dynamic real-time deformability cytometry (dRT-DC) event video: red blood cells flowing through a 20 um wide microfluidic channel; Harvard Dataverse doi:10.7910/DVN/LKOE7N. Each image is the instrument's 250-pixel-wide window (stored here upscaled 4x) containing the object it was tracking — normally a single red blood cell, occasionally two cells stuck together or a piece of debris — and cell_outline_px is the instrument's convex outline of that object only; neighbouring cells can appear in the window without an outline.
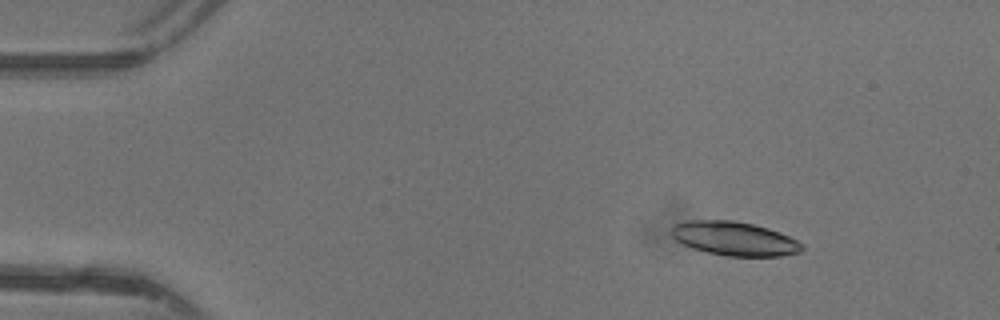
{"species": "common noctule bat (a hibernating species)", "species_latin": "Nyctalus noctula", "temperature_condition": "warm", "stored_images_in_passage": 42, "camera_frame_rate_fps": 3000, "um_per_image_px": 0.085, "animal": {"sex": "female"}, "frame": {"image": 1, "passage_image": 1, "time_ms": 0.0, "image_size_px": [1000, 320], "cell_outline_px": [[804, 248], [800, 252], [780, 256], [724, 256], [692, 248], [676, 240], [672, 236], [672, 224], [692, 220], [732, 220], [752, 224], [768, 228], [780, 232], [804, 244]], "centroid_in_image_um": [62.43, 20.28], "position_along_channel_um": 22.6, "area_um2": 25.78}}
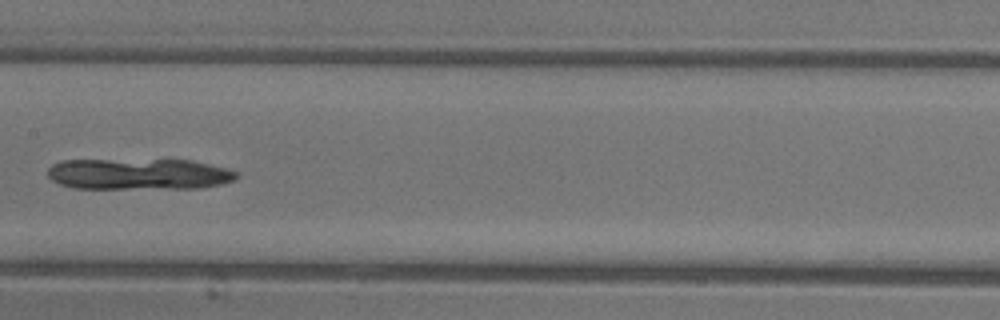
{"frame": {"image": 2, "passage_image": 19, "time_ms": 6.0, "image_size_px": [1000, 320], "cell_outline_px": [[240, 176], [236, 180], [220, 184], [200, 188], [72, 188], [60, 184], [52, 180], [48, 176], [48, 168], [52, 164], [64, 160], [192, 160], [228, 168], [236, 172]], "centroid_in_image_um": [11.83, 14.79], "position_along_channel_um": 195.6, "area_um2": 34.39}}
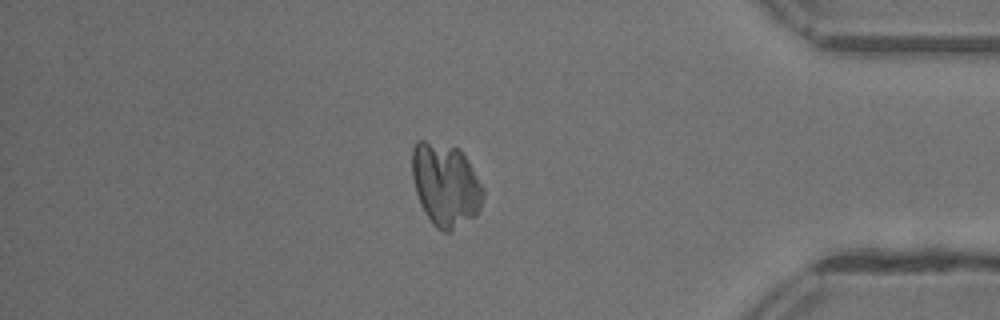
{"frame": {"image": 3, "passage_image": 35, "time_ms": 11.333, "image_size_px": [1000, 320], "cell_outline_px": [[484, 192], [480, 208], [476, 216], [448, 232], [444, 232], [436, 228], [432, 224], [424, 212], [420, 204], [416, 192], [412, 176], [412, 148], [416, 140], [424, 140], [460, 148], [468, 160], [484, 188]], "centroid_in_image_um": [37.86, 15.69], "position_along_channel_um": 397.3, "area_um2": 34.68}}